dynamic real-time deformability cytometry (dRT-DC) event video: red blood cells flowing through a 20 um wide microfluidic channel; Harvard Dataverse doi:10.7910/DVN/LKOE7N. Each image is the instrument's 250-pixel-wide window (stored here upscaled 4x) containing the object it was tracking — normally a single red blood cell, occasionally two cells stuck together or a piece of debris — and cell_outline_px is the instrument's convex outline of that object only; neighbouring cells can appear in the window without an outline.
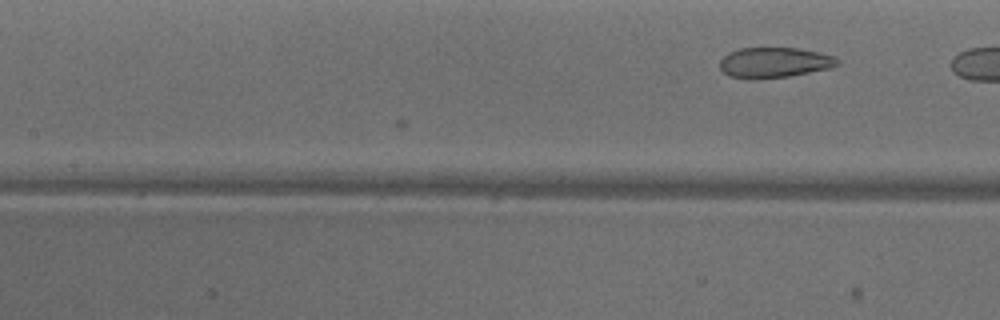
{"species": "common noctule bat (a hibernating species)", "species_latin": "Nyctalus noctula", "temperature_condition": "warm", "stored_images_in_passage": 6, "camera_frame_rate_fps": 3000, "um_per_image_px": 0.085, "animal": {"sex": "male", "body_mass_g": 18.8}, "frame": {"image": 1, "passage_image": 6, "time_ms": 1.667, "image_size_px": [1000, 320], "cell_outline_px": [[840, 64], [828, 68], [788, 76], [728, 76], [720, 68], [720, 60], [728, 52], [740, 48], [796, 48], [836, 56], [840, 60]], "centroid_in_image_um": [65.85, 5.27], "position_along_channel_um": 141.6, "area_um2": 19.94}}